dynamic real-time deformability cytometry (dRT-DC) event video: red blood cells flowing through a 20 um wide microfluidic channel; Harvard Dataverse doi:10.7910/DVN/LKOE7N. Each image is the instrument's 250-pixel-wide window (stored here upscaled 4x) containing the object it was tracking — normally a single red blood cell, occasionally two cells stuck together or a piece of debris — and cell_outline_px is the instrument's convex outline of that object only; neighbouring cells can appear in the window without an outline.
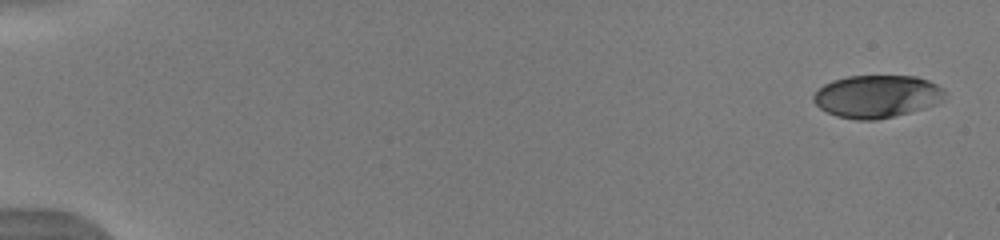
{"species": "human", "species_latin": "Homo sapiens", "temperature_condition": "warm", "stored_images_in_passage": 44, "camera_frame_rate_fps": 3000, "um_per_image_px": 0.085, "donor": {"sex": "male"}, "frame": {"image": 1, "passage_image": 1, "time_ms": 0.0, "image_size_px": [1000, 240], "cell_outline_px": [[944, 100], [936, 104], [924, 108], [876, 120], [856, 120], [836, 116], [820, 108], [812, 100], [812, 96], [824, 84], [832, 80], [848, 76], [916, 76], [928, 80], [944, 88]], "centroid_in_image_um": [74.53, 8.19], "position_along_channel_um": 10.5, "area_um2": 32.6}}
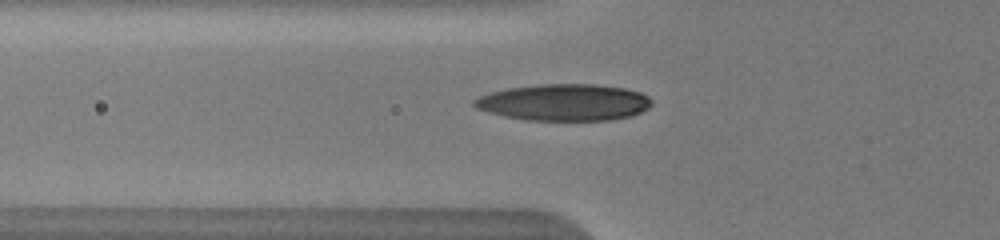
{"frame": {"image": 2, "passage_image": 13, "time_ms": 4.0, "image_size_px": [1000, 240], "cell_outline_px": [[652, 104], [648, 108], [632, 116], [608, 120], [528, 120], [504, 116], [488, 112], [476, 108], [472, 104], [472, 100], [480, 96], [492, 92], [508, 88], [536, 84], [596, 84], [624, 88], [640, 92], [648, 96], [652, 100]], "centroid_in_image_um": [47.95, 8.7], "position_along_channel_um": 77.8, "area_um2": 37.97}}
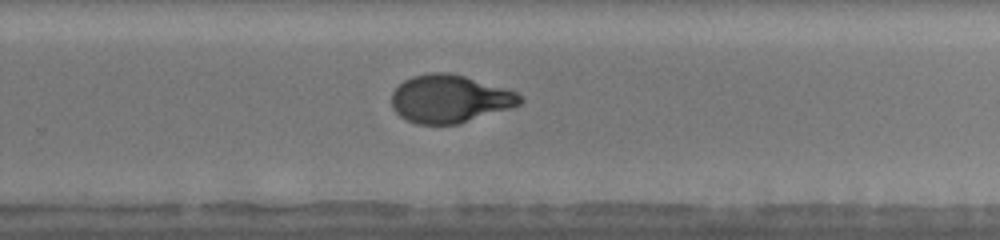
{"frame": {"image": 3, "passage_image": 28, "time_ms": 9.0, "image_size_px": [1000, 240], "cell_outline_px": [[524, 100], [520, 104], [512, 108], [456, 124], [416, 124], [400, 116], [392, 108], [392, 92], [404, 80], [412, 76], [432, 72], [444, 72], [464, 76], [516, 92]], "centroid_in_image_um": [38.21, 8.41], "position_along_channel_um": 291.6, "area_um2": 35.49}, "authors_computed_cell_mechanics": {"area_um2": 35.6337, "velocity_mm_per_s": 4.0034, "shape_relaxation_time_tau1_ms": 4.4026, "shape_relaxation_time_tau2_ms": 0.7637, "deformation_change_tau1": 0.2188, "deformation_change_tau2": 0.0598}}